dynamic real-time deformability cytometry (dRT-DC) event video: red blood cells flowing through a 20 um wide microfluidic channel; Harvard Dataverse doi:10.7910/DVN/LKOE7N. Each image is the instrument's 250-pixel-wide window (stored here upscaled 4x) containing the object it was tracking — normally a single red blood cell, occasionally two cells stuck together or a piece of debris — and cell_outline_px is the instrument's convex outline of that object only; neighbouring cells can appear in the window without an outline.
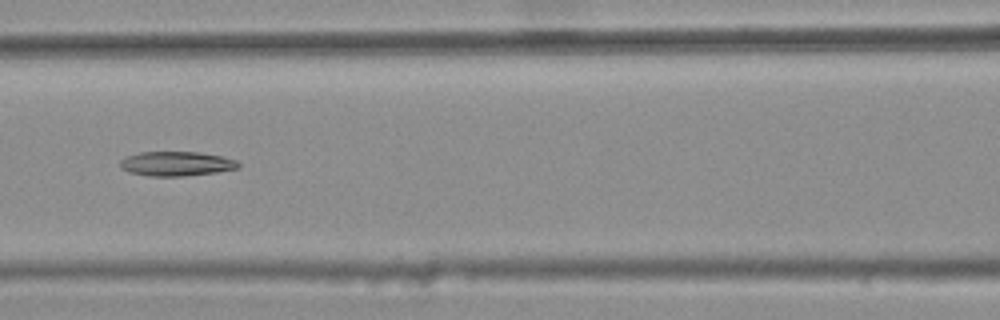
{"species": "common noctule bat (a hibernating species)", "species_latin": "Nyctalus noctula", "temperature_condition": "warm", "stored_images_in_passage": 5, "camera_frame_rate_fps": 3000, "um_per_image_px": 0.085, "animal": {"sex": "female", "body_mass_g": 25.1}, "frame": {"image": 1, "passage_image": 5, "time_ms": 1.333, "image_size_px": [1000, 320], "cell_outline_px": [[240, 168], [216, 172], [184, 176], [148, 176], [128, 172], [120, 168], [120, 160], [128, 156], [140, 152], [200, 152], [224, 156], [236, 160], [240, 164]], "centroid_in_image_um": [15.01, 13.91], "position_along_channel_um": 151.6, "area_um2": 16.99}}